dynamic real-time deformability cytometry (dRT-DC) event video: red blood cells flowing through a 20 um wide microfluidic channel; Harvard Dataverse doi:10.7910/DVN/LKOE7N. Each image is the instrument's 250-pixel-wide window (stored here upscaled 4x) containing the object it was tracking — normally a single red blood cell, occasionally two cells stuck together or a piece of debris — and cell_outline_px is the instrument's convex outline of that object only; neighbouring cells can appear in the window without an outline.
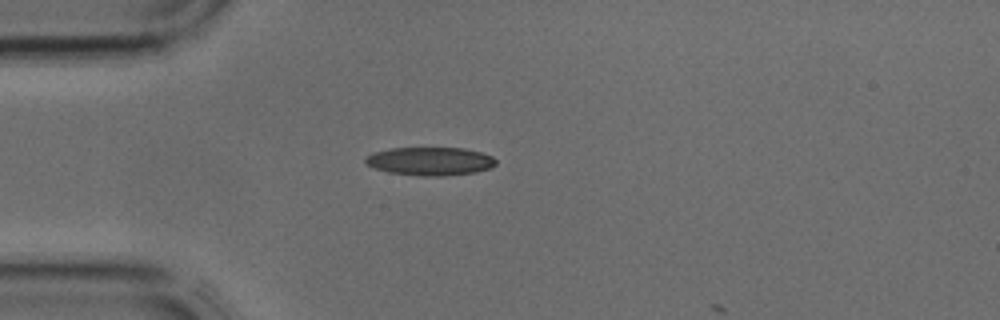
{"species": "common noctule bat (a hibernating species)", "species_latin": "Nyctalus noctula", "temperature_condition": "cold", "stored_images_in_passage": 3, "camera_frame_rate_fps": 3000, "um_per_image_px": 0.085, "animal": {"sex": "male", "body_mass_g": 17.9, "forearm_length_mm": 54.2}, "frame": {"image": 1, "passage_image": 2, "time_ms": 0.333, "image_size_px": [1000, 320], "cell_outline_px": [[496, 164], [492, 168], [476, 172], [444, 176], [420, 176], [388, 172], [376, 168], [368, 164], [364, 160], [372, 152], [392, 148], [464, 148], [480, 152], [492, 156], [496, 160]], "centroid_in_image_um": [36.6, 13.71], "position_along_channel_um": 48.4, "area_um2": 21.5}}